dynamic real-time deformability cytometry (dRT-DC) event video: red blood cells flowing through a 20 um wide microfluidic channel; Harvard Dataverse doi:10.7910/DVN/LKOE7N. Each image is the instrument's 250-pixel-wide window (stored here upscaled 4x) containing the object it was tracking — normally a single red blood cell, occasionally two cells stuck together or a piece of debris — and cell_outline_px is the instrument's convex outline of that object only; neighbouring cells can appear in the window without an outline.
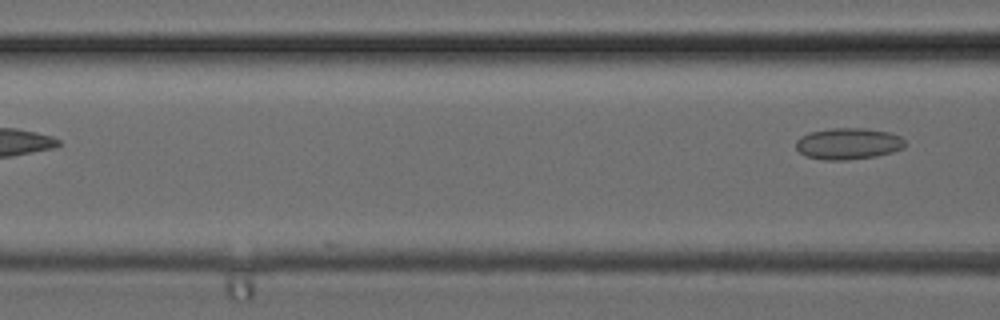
{"species": "common noctule bat (a hibernating species)", "species_latin": "Nyctalus noctula", "temperature_condition": "cold", "stored_images_in_passage": 3, "camera_frame_rate_fps": 3000, "um_per_image_px": 0.085, "animal": {"sex": "female", "body_mass_g": 24.6, "forearm_length_mm": 56.2}, "frame": {"image": 1, "passage_image": 3, "time_ms": 0.667, "image_size_px": [1000, 320], "cell_outline_px": [[908, 144], [904, 148], [892, 152], [876, 156], [848, 160], [824, 160], [804, 156], [796, 148], [796, 140], [800, 136], [812, 132], [832, 128], [864, 128], [888, 132], [900, 136]], "centroid_in_image_um": [72.11, 12.22], "position_along_channel_um": 94.5, "area_um2": 20.11}}